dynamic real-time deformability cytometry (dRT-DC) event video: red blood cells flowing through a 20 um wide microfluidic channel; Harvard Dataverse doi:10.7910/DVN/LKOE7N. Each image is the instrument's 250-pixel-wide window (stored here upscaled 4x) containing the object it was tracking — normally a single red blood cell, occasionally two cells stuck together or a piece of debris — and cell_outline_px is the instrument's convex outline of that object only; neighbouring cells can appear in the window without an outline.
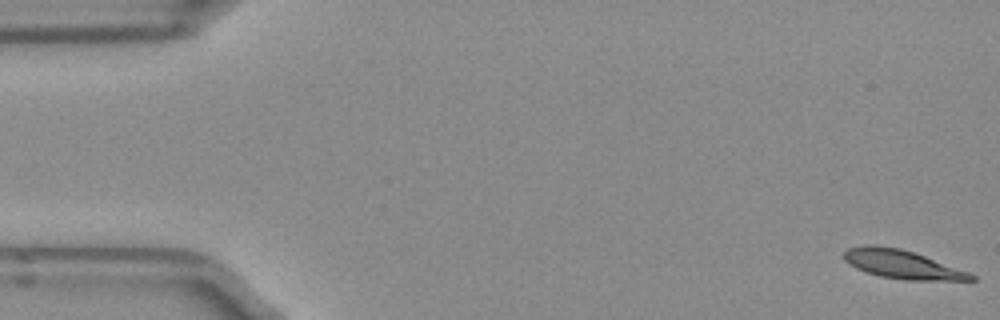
{"species": "Egyptian fruit bat (a non-hibernating species)", "species_latin": "Rousettus aegyptiacus", "temperature_condition": "room temperature", "stored_images_in_passage": 4, "camera_frame_rate_fps": 3000, "um_per_image_px": 0.085, "frame": {"image": 1, "passage_image": 1, "time_ms": 0.0, "image_size_px": [1000, 320], "cell_outline_px": [[976, 280], [904, 280], [880, 276], [856, 268], [848, 264], [844, 260], [844, 252], [848, 248], [864, 244], [868, 244], [900, 248], [924, 256], [968, 272], [976, 276]], "centroid_in_image_um": [76.63, 22.46], "position_along_channel_um": 8.4, "area_um2": 20.92}}